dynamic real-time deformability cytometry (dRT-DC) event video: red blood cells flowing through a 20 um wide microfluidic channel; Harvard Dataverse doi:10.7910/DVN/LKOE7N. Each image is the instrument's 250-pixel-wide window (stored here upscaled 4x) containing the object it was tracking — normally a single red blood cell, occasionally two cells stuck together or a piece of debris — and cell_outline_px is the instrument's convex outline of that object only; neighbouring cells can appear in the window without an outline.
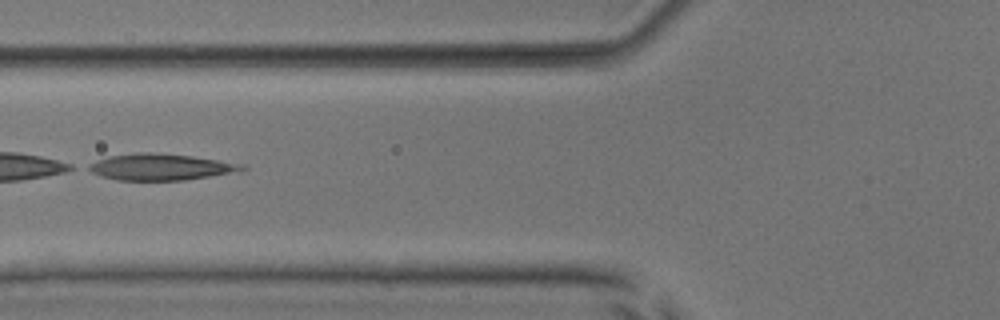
{"species": "common noctule bat (a hibernating species)", "species_latin": "Nyctalus noctula", "temperature_condition": "room temperature", "stored_images_in_passage": 51, "camera_frame_rate_fps": 3000, "um_per_image_px": 0.085, "animal": {"sex": "male", "body_mass_g": 17.9, "forearm_length_mm": 54.2}, "frame": {"image": 1, "passage_image": 21, "time_ms": 6.667, "image_size_px": [1000, 320], "cell_outline_px": [[248, 168], [240, 172], [184, 180], [116, 180], [100, 176], [84, 168], [88, 164], [96, 160], [112, 156], [136, 152], [152, 152], [192, 156], [244, 164]], "centroid_in_image_um": [13.66, 14.19], "position_along_channel_um": 112.1, "area_um2": 23.81}}
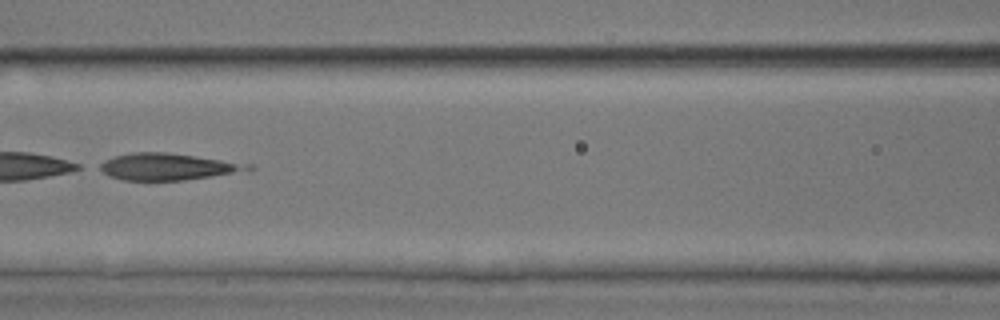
{"frame": {"image": 2, "passage_image": 24, "time_ms": 7.667, "image_size_px": [1000, 320], "cell_outline_px": [[256, 168], [252, 172], [184, 180], [124, 180], [112, 176], [96, 168], [96, 164], [104, 160], [116, 156], [132, 152], [164, 152], [256, 164]], "centroid_in_image_um": [14.41, 14.17], "position_along_channel_um": 152.2, "area_um2": 23.7}}